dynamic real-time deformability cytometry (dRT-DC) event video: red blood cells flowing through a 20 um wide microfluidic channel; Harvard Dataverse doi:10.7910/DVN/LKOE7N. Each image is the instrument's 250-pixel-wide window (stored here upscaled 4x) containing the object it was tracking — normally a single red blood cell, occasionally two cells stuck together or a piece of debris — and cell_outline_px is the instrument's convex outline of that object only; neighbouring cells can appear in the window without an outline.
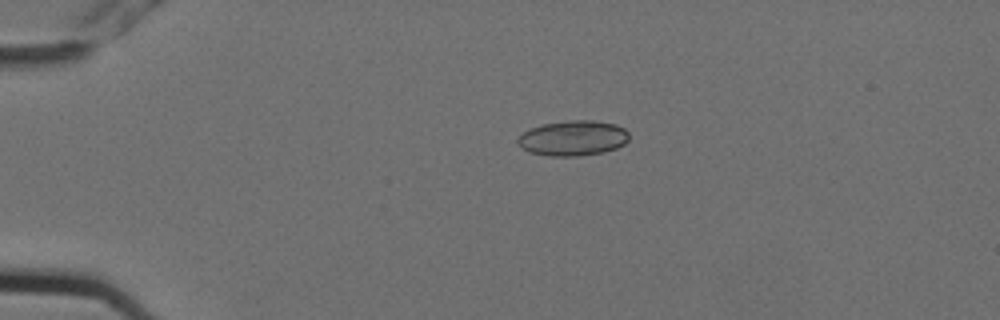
{"species": "Egyptian fruit bat (a non-hibernating species)", "species_latin": "Rousettus aegyptiacus", "temperature_condition": "cold", "stored_images_in_passage": 7, "camera_frame_rate_fps": 3000, "um_per_image_px": 0.085, "animal": {"sex": "female"}, "frame": {"image": 1, "passage_image": 1, "time_ms": 0.0, "image_size_px": [1000, 320], "cell_outline_px": [[628, 140], [624, 144], [616, 148], [604, 152], [576, 156], [548, 156], [528, 152], [516, 140], [524, 132], [532, 128], [544, 124], [572, 120], [592, 120], [616, 124], [624, 128], [628, 132]], "centroid_in_image_um": [48.74, 11.74], "position_along_channel_um": 36.3, "area_um2": 22.66}}
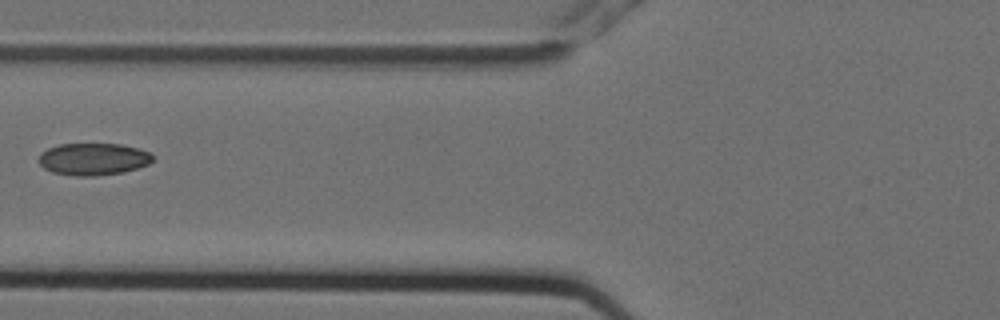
{"frame": {"image": 2, "passage_image": 4, "time_ms": 1.0, "image_size_px": [1000, 320], "cell_outline_px": [[152, 160], [148, 164], [124, 172], [96, 176], [72, 176], [52, 172], [44, 168], [36, 160], [40, 152], [48, 148], [60, 144], [120, 144], [136, 148], [148, 152], [152, 156]], "centroid_in_image_um": [7.86, 13.53], "position_along_channel_um": 117.9, "area_um2": 21.39}}
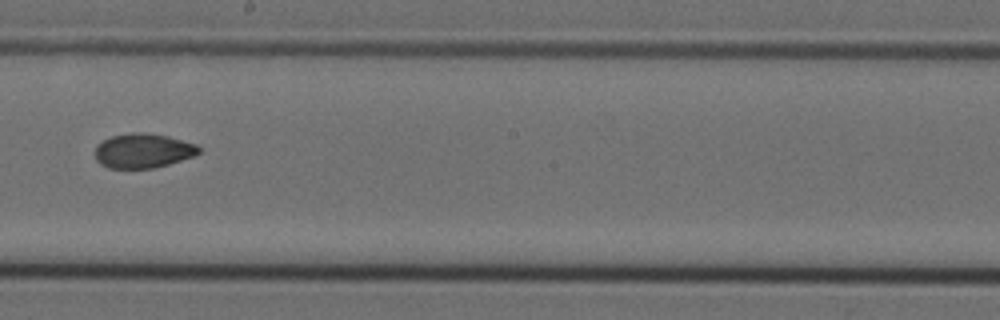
{"frame": {"image": 3, "passage_image": 7, "time_ms": 2.0, "image_size_px": [1000, 320], "cell_outline_px": [[200, 152], [192, 156], [168, 164], [152, 168], [108, 168], [100, 164], [96, 160], [96, 144], [112, 136], [132, 132], [140, 132], [168, 136], [196, 144], [200, 148]], "centroid_in_image_um": [12.13, 12.81], "position_along_channel_um": 236.1, "area_um2": 20.69}}